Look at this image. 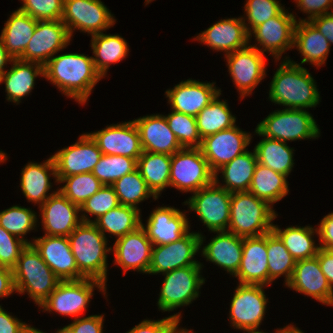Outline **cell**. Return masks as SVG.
I'll list each match as a JSON object with an SVG mask.
<instances>
[{"instance_id": "cell-1", "label": "cell", "mask_w": 333, "mask_h": 333, "mask_svg": "<svg viewBox=\"0 0 333 333\" xmlns=\"http://www.w3.org/2000/svg\"><path fill=\"white\" fill-rule=\"evenodd\" d=\"M44 75L61 94L81 106L88 103L92 91L103 78L95 68L93 57L78 52L54 55L44 65Z\"/></svg>"}, {"instance_id": "cell-2", "label": "cell", "mask_w": 333, "mask_h": 333, "mask_svg": "<svg viewBox=\"0 0 333 333\" xmlns=\"http://www.w3.org/2000/svg\"><path fill=\"white\" fill-rule=\"evenodd\" d=\"M282 60L268 85L269 101L283 106V109L309 110L317 107L322 97L313 75L303 66Z\"/></svg>"}, {"instance_id": "cell-3", "label": "cell", "mask_w": 333, "mask_h": 333, "mask_svg": "<svg viewBox=\"0 0 333 333\" xmlns=\"http://www.w3.org/2000/svg\"><path fill=\"white\" fill-rule=\"evenodd\" d=\"M71 251L75 257L78 271L85 278H92L107 285L109 239L93 223L82 222L68 236Z\"/></svg>"}, {"instance_id": "cell-4", "label": "cell", "mask_w": 333, "mask_h": 333, "mask_svg": "<svg viewBox=\"0 0 333 333\" xmlns=\"http://www.w3.org/2000/svg\"><path fill=\"white\" fill-rule=\"evenodd\" d=\"M277 211L249 191L234 192L230 202L228 232L240 237H258L272 231Z\"/></svg>"}, {"instance_id": "cell-5", "label": "cell", "mask_w": 333, "mask_h": 333, "mask_svg": "<svg viewBox=\"0 0 333 333\" xmlns=\"http://www.w3.org/2000/svg\"><path fill=\"white\" fill-rule=\"evenodd\" d=\"M13 276L16 293L27 294L38 307L61 281L32 245L21 252Z\"/></svg>"}, {"instance_id": "cell-6", "label": "cell", "mask_w": 333, "mask_h": 333, "mask_svg": "<svg viewBox=\"0 0 333 333\" xmlns=\"http://www.w3.org/2000/svg\"><path fill=\"white\" fill-rule=\"evenodd\" d=\"M96 288L107 299V285L99 280L83 278L60 281L54 291L39 306L40 310L44 313L70 316L71 319L79 318L88 310Z\"/></svg>"}, {"instance_id": "cell-7", "label": "cell", "mask_w": 333, "mask_h": 333, "mask_svg": "<svg viewBox=\"0 0 333 333\" xmlns=\"http://www.w3.org/2000/svg\"><path fill=\"white\" fill-rule=\"evenodd\" d=\"M318 126L309 110L279 108L262 119L255 129L261 136L288 143L318 139L321 136Z\"/></svg>"}, {"instance_id": "cell-8", "label": "cell", "mask_w": 333, "mask_h": 333, "mask_svg": "<svg viewBox=\"0 0 333 333\" xmlns=\"http://www.w3.org/2000/svg\"><path fill=\"white\" fill-rule=\"evenodd\" d=\"M203 266H186L162 274L164 276L157 300L158 310L174 312L178 308L190 306L200 297V290L206 278L202 276Z\"/></svg>"}, {"instance_id": "cell-9", "label": "cell", "mask_w": 333, "mask_h": 333, "mask_svg": "<svg viewBox=\"0 0 333 333\" xmlns=\"http://www.w3.org/2000/svg\"><path fill=\"white\" fill-rule=\"evenodd\" d=\"M265 285L237 283L229 308V324L243 333H259L264 321L269 298Z\"/></svg>"}, {"instance_id": "cell-10", "label": "cell", "mask_w": 333, "mask_h": 333, "mask_svg": "<svg viewBox=\"0 0 333 333\" xmlns=\"http://www.w3.org/2000/svg\"><path fill=\"white\" fill-rule=\"evenodd\" d=\"M213 182L214 172L200 148H182L171 155V188L193 194Z\"/></svg>"}, {"instance_id": "cell-11", "label": "cell", "mask_w": 333, "mask_h": 333, "mask_svg": "<svg viewBox=\"0 0 333 333\" xmlns=\"http://www.w3.org/2000/svg\"><path fill=\"white\" fill-rule=\"evenodd\" d=\"M297 17L296 13L284 8L277 16L257 26L249 34V45L261 53L270 54L274 62H279L282 54H287V51L293 49ZM252 38L255 41L253 43Z\"/></svg>"}, {"instance_id": "cell-12", "label": "cell", "mask_w": 333, "mask_h": 333, "mask_svg": "<svg viewBox=\"0 0 333 333\" xmlns=\"http://www.w3.org/2000/svg\"><path fill=\"white\" fill-rule=\"evenodd\" d=\"M232 193L215 182L191 194L183 202L189 211L197 214L209 232L227 231L230 223Z\"/></svg>"}, {"instance_id": "cell-13", "label": "cell", "mask_w": 333, "mask_h": 333, "mask_svg": "<svg viewBox=\"0 0 333 333\" xmlns=\"http://www.w3.org/2000/svg\"><path fill=\"white\" fill-rule=\"evenodd\" d=\"M61 20L72 39L77 30L92 36L109 30L117 21L101 0H64Z\"/></svg>"}, {"instance_id": "cell-14", "label": "cell", "mask_w": 333, "mask_h": 333, "mask_svg": "<svg viewBox=\"0 0 333 333\" xmlns=\"http://www.w3.org/2000/svg\"><path fill=\"white\" fill-rule=\"evenodd\" d=\"M233 85L238 91L239 100L250 97L262 80L267 77L266 54L248 45L224 56Z\"/></svg>"}, {"instance_id": "cell-15", "label": "cell", "mask_w": 333, "mask_h": 333, "mask_svg": "<svg viewBox=\"0 0 333 333\" xmlns=\"http://www.w3.org/2000/svg\"><path fill=\"white\" fill-rule=\"evenodd\" d=\"M201 231H189L183 238L167 245L152 247L148 275H162L186 266H203L195 255L200 253Z\"/></svg>"}, {"instance_id": "cell-16", "label": "cell", "mask_w": 333, "mask_h": 333, "mask_svg": "<svg viewBox=\"0 0 333 333\" xmlns=\"http://www.w3.org/2000/svg\"><path fill=\"white\" fill-rule=\"evenodd\" d=\"M72 38L62 20H38L32 38L18 58L43 66L54 55L71 45Z\"/></svg>"}, {"instance_id": "cell-17", "label": "cell", "mask_w": 333, "mask_h": 333, "mask_svg": "<svg viewBox=\"0 0 333 333\" xmlns=\"http://www.w3.org/2000/svg\"><path fill=\"white\" fill-rule=\"evenodd\" d=\"M252 135L243 131L239 125L211 134L202 139L200 150L208 161L210 169L215 172L236 156L248 150Z\"/></svg>"}, {"instance_id": "cell-18", "label": "cell", "mask_w": 333, "mask_h": 333, "mask_svg": "<svg viewBox=\"0 0 333 333\" xmlns=\"http://www.w3.org/2000/svg\"><path fill=\"white\" fill-rule=\"evenodd\" d=\"M37 209L41 219L38 225L41 223L44 235L68 237L83 222L80 206L72 203L58 187Z\"/></svg>"}, {"instance_id": "cell-19", "label": "cell", "mask_w": 333, "mask_h": 333, "mask_svg": "<svg viewBox=\"0 0 333 333\" xmlns=\"http://www.w3.org/2000/svg\"><path fill=\"white\" fill-rule=\"evenodd\" d=\"M150 212L141 226L146 231L148 239L153 246L167 245L183 238L191 229L187 211H182L174 206H158Z\"/></svg>"}, {"instance_id": "cell-20", "label": "cell", "mask_w": 333, "mask_h": 333, "mask_svg": "<svg viewBox=\"0 0 333 333\" xmlns=\"http://www.w3.org/2000/svg\"><path fill=\"white\" fill-rule=\"evenodd\" d=\"M111 247L113 267L123 270V275L130 270L148 274L153 245L142 226L116 239Z\"/></svg>"}, {"instance_id": "cell-21", "label": "cell", "mask_w": 333, "mask_h": 333, "mask_svg": "<svg viewBox=\"0 0 333 333\" xmlns=\"http://www.w3.org/2000/svg\"><path fill=\"white\" fill-rule=\"evenodd\" d=\"M97 143L86 132L74 144L63 147L52 155L57 178L92 172L102 156Z\"/></svg>"}, {"instance_id": "cell-22", "label": "cell", "mask_w": 333, "mask_h": 333, "mask_svg": "<svg viewBox=\"0 0 333 333\" xmlns=\"http://www.w3.org/2000/svg\"><path fill=\"white\" fill-rule=\"evenodd\" d=\"M222 90L216 82L182 80L164 92L171 110L196 117Z\"/></svg>"}, {"instance_id": "cell-23", "label": "cell", "mask_w": 333, "mask_h": 333, "mask_svg": "<svg viewBox=\"0 0 333 333\" xmlns=\"http://www.w3.org/2000/svg\"><path fill=\"white\" fill-rule=\"evenodd\" d=\"M31 245L61 281L85 278L78 271L68 237L43 235L31 238Z\"/></svg>"}, {"instance_id": "cell-24", "label": "cell", "mask_w": 333, "mask_h": 333, "mask_svg": "<svg viewBox=\"0 0 333 333\" xmlns=\"http://www.w3.org/2000/svg\"><path fill=\"white\" fill-rule=\"evenodd\" d=\"M87 133L97 143L102 154L127 156L136 161L142 155L139 131L133 120L110 124L101 130Z\"/></svg>"}, {"instance_id": "cell-25", "label": "cell", "mask_w": 333, "mask_h": 333, "mask_svg": "<svg viewBox=\"0 0 333 333\" xmlns=\"http://www.w3.org/2000/svg\"><path fill=\"white\" fill-rule=\"evenodd\" d=\"M194 41L204 44L224 56L249 45V34L242 16L219 19L201 33L193 37Z\"/></svg>"}, {"instance_id": "cell-26", "label": "cell", "mask_w": 333, "mask_h": 333, "mask_svg": "<svg viewBox=\"0 0 333 333\" xmlns=\"http://www.w3.org/2000/svg\"><path fill=\"white\" fill-rule=\"evenodd\" d=\"M214 233L209 242L205 244L206 236L200 235V254L207 262L220 267V269L234 276L240 266L243 250V237L236 236L228 231Z\"/></svg>"}, {"instance_id": "cell-27", "label": "cell", "mask_w": 333, "mask_h": 333, "mask_svg": "<svg viewBox=\"0 0 333 333\" xmlns=\"http://www.w3.org/2000/svg\"><path fill=\"white\" fill-rule=\"evenodd\" d=\"M285 287L311 297L322 305L333 307V289L317 257L296 261L293 276Z\"/></svg>"}, {"instance_id": "cell-28", "label": "cell", "mask_w": 333, "mask_h": 333, "mask_svg": "<svg viewBox=\"0 0 333 333\" xmlns=\"http://www.w3.org/2000/svg\"><path fill=\"white\" fill-rule=\"evenodd\" d=\"M20 190L27 202L34 203L38 208L56 191L52 187L58 183L56 167L52 155L42 163L28 161L21 169ZM54 180L51 182L52 178ZM51 191V192H50ZM49 192V193H48Z\"/></svg>"}, {"instance_id": "cell-29", "label": "cell", "mask_w": 333, "mask_h": 333, "mask_svg": "<svg viewBox=\"0 0 333 333\" xmlns=\"http://www.w3.org/2000/svg\"><path fill=\"white\" fill-rule=\"evenodd\" d=\"M233 278L241 284L269 286L267 234L243 238L241 263Z\"/></svg>"}, {"instance_id": "cell-30", "label": "cell", "mask_w": 333, "mask_h": 333, "mask_svg": "<svg viewBox=\"0 0 333 333\" xmlns=\"http://www.w3.org/2000/svg\"><path fill=\"white\" fill-rule=\"evenodd\" d=\"M133 121L139 131L143 151L173 155L182 149L163 114L144 115Z\"/></svg>"}, {"instance_id": "cell-31", "label": "cell", "mask_w": 333, "mask_h": 333, "mask_svg": "<svg viewBox=\"0 0 333 333\" xmlns=\"http://www.w3.org/2000/svg\"><path fill=\"white\" fill-rule=\"evenodd\" d=\"M10 65L0 76V85H5L6 101L19 105L34 90L36 78L45 77L44 66L21 59H13Z\"/></svg>"}, {"instance_id": "cell-32", "label": "cell", "mask_w": 333, "mask_h": 333, "mask_svg": "<svg viewBox=\"0 0 333 333\" xmlns=\"http://www.w3.org/2000/svg\"><path fill=\"white\" fill-rule=\"evenodd\" d=\"M293 49H296L301 55L300 63L295 62L289 56H284V60H289L299 66L306 63L320 69L325 65L331 45L309 21H299L295 26Z\"/></svg>"}, {"instance_id": "cell-33", "label": "cell", "mask_w": 333, "mask_h": 333, "mask_svg": "<svg viewBox=\"0 0 333 333\" xmlns=\"http://www.w3.org/2000/svg\"><path fill=\"white\" fill-rule=\"evenodd\" d=\"M257 163L254 149L247 150L217 169L214 182L230 193L248 191Z\"/></svg>"}, {"instance_id": "cell-34", "label": "cell", "mask_w": 333, "mask_h": 333, "mask_svg": "<svg viewBox=\"0 0 333 333\" xmlns=\"http://www.w3.org/2000/svg\"><path fill=\"white\" fill-rule=\"evenodd\" d=\"M90 47L96 70L103 77L110 66L115 65L129 56L128 42L120 34H106L102 32L91 36Z\"/></svg>"}, {"instance_id": "cell-35", "label": "cell", "mask_w": 333, "mask_h": 333, "mask_svg": "<svg viewBox=\"0 0 333 333\" xmlns=\"http://www.w3.org/2000/svg\"><path fill=\"white\" fill-rule=\"evenodd\" d=\"M272 231L280 238L296 261L316 257L320 250L319 243L314 240L318 237L317 228L310 224L305 226L291 225L284 229L273 224Z\"/></svg>"}, {"instance_id": "cell-36", "label": "cell", "mask_w": 333, "mask_h": 333, "mask_svg": "<svg viewBox=\"0 0 333 333\" xmlns=\"http://www.w3.org/2000/svg\"><path fill=\"white\" fill-rule=\"evenodd\" d=\"M12 12L4 23L0 37L7 53L13 59H18L30 42L38 20L18 8Z\"/></svg>"}, {"instance_id": "cell-37", "label": "cell", "mask_w": 333, "mask_h": 333, "mask_svg": "<svg viewBox=\"0 0 333 333\" xmlns=\"http://www.w3.org/2000/svg\"><path fill=\"white\" fill-rule=\"evenodd\" d=\"M254 133L262 137L254 146L257 162L288 177L295 165L294 147L291 148L287 142L261 136L256 129Z\"/></svg>"}, {"instance_id": "cell-38", "label": "cell", "mask_w": 333, "mask_h": 333, "mask_svg": "<svg viewBox=\"0 0 333 333\" xmlns=\"http://www.w3.org/2000/svg\"><path fill=\"white\" fill-rule=\"evenodd\" d=\"M137 170L159 199L162 192L170 187L171 155L143 151L137 160Z\"/></svg>"}, {"instance_id": "cell-39", "label": "cell", "mask_w": 333, "mask_h": 333, "mask_svg": "<svg viewBox=\"0 0 333 333\" xmlns=\"http://www.w3.org/2000/svg\"><path fill=\"white\" fill-rule=\"evenodd\" d=\"M287 179L288 177L284 174L257 163L248 191L274 208V203L289 195Z\"/></svg>"}, {"instance_id": "cell-40", "label": "cell", "mask_w": 333, "mask_h": 333, "mask_svg": "<svg viewBox=\"0 0 333 333\" xmlns=\"http://www.w3.org/2000/svg\"><path fill=\"white\" fill-rule=\"evenodd\" d=\"M142 212L134 207L119 205L96 219L93 224L108 239H118L141 226ZM110 234V235H109ZM107 235H109L107 237Z\"/></svg>"}, {"instance_id": "cell-41", "label": "cell", "mask_w": 333, "mask_h": 333, "mask_svg": "<svg viewBox=\"0 0 333 333\" xmlns=\"http://www.w3.org/2000/svg\"><path fill=\"white\" fill-rule=\"evenodd\" d=\"M221 95L222 93H219L195 117L201 139L236 125L237 118L230 110L227 100L220 99Z\"/></svg>"}, {"instance_id": "cell-42", "label": "cell", "mask_w": 333, "mask_h": 333, "mask_svg": "<svg viewBox=\"0 0 333 333\" xmlns=\"http://www.w3.org/2000/svg\"><path fill=\"white\" fill-rule=\"evenodd\" d=\"M267 255L269 287L282 276L284 278L283 284L286 286L293 276L296 260L273 231L267 234Z\"/></svg>"}, {"instance_id": "cell-43", "label": "cell", "mask_w": 333, "mask_h": 333, "mask_svg": "<svg viewBox=\"0 0 333 333\" xmlns=\"http://www.w3.org/2000/svg\"><path fill=\"white\" fill-rule=\"evenodd\" d=\"M111 186L114 188L121 205L131 206L140 211L142 210L138 205L143 201L149 198L154 201L158 199L148 188L137 168L118 179Z\"/></svg>"}, {"instance_id": "cell-44", "label": "cell", "mask_w": 333, "mask_h": 333, "mask_svg": "<svg viewBox=\"0 0 333 333\" xmlns=\"http://www.w3.org/2000/svg\"><path fill=\"white\" fill-rule=\"evenodd\" d=\"M38 214L32 208L20 205H13L0 211V226L10 234L31 245L26 235L31 231H38Z\"/></svg>"}, {"instance_id": "cell-45", "label": "cell", "mask_w": 333, "mask_h": 333, "mask_svg": "<svg viewBox=\"0 0 333 333\" xmlns=\"http://www.w3.org/2000/svg\"><path fill=\"white\" fill-rule=\"evenodd\" d=\"M57 180L56 185L63 184L58 187V190L72 203L80 207L104 186L92 172L57 178Z\"/></svg>"}, {"instance_id": "cell-46", "label": "cell", "mask_w": 333, "mask_h": 333, "mask_svg": "<svg viewBox=\"0 0 333 333\" xmlns=\"http://www.w3.org/2000/svg\"><path fill=\"white\" fill-rule=\"evenodd\" d=\"M136 168L137 161L134 158L103 154L92 173L103 185H112Z\"/></svg>"}, {"instance_id": "cell-47", "label": "cell", "mask_w": 333, "mask_h": 333, "mask_svg": "<svg viewBox=\"0 0 333 333\" xmlns=\"http://www.w3.org/2000/svg\"><path fill=\"white\" fill-rule=\"evenodd\" d=\"M163 115L182 148H200L202 139L194 116L171 109L170 113Z\"/></svg>"}, {"instance_id": "cell-48", "label": "cell", "mask_w": 333, "mask_h": 333, "mask_svg": "<svg viewBox=\"0 0 333 333\" xmlns=\"http://www.w3.org/2000/svg\"><path fill=\"white\" fill-rule=\"evenodd\" d=\"M281 0H245L242 15L248 34L257 26L277 16L285 7Z\"/></svg>"}, {"instance_id": "cell-49", "label": "cell", "mask_w": 333, "mask_h": 333, "mask_svg": "<svg viewBox=\"0 0 333 333\" xmlns=\"http://www.w3.org/2000/svg\"><path fill=\"white\" fill-rule=\"evenodd\" d=\"M119 205L120 203L114 188L111 185H104L80 207L82 221L93 223L100 216ZM92 216L95 218H92Z\"/></svg>"}, {"instance_id": "cell-50", "label": "cell", "mask_w": 333, "mask_h": 333, "mask_svg": "<svg viewBox=\"0 0 333 333\" xmlns=\"http://www.w3.org/2000/svg\"><path fill=\"white\" fill-rule=\"evenodd\" d=\"M20 1V0H18ZM20 11L36 20H61L64 0H21Z\"/></svg>"}, {"instance_id": "cell-51", "label": "cell", "mask_w": 333, "mask_h": 333, "mask_svg": "<svg viewBox=\"0 0 333 333\" xmlns=\"http://www.w3.org/2000/svg\"><path fill=\"white\" fill-rule=\"evenodd\" d=\"M28 244L0 226V263L13 269Z\"/></svg>"}, {"instance_id": "cell-52", "label": "cell", "mask_w": 333, "mask_h": 333, "mask_svg": "<svg viewBox=\"0 0 333 333\" xmlns=\"http://www.w3.org/2000/svg\"><path fill=\"white\" fill-rule=\"evenodd\" d=\"M182 313L175 312L162 319H143L126 333H169L176 322H182Z\"/></svg>"}, {"instance_id": "cell-53", "label": "cell", "mask_w": 333, "mask_h": 333, "mask_svg": "<svg viewBox=\"0 0 333 333\" xmlns=\"http://www.w3.org/2000/svg\"><path fill=\"white\" fill-rule=\"evenodd\" d=\"M300 12L307 15L306 18H298L299 21H310L313 18L333 12V0H293Z\"/></svg>"}, {"instance_id": "cell-54", "label": "cell", "mask_w": 333, "mask_h": 333, "mask_svg": "<svg viewBox=\"0 0 333 333\" xmlns=\"http://www.w3.org/2000/svg\"><path fill=\"white\" fill-rule=\"evenodd\" d=\"M104 315L95 314L73 319L69 324L75 333H104Z\"/></svg>"}, {"instance_id": "cell-55", "label": "cell", "mask_w": 333, "mask_h": 333, "mask_svg": "<svg viewBox=\"0 0 333 333\" xmlns=\"http://www.w3.org/2000/svg\"><path fill=\"white\" fill-rule=\"evenodd\" d=\"M316 228L320 248L333 249V212L323 216Z\"/></svg>"}, {"instance_id": "cell-56", "label": "cell", "mask_w": 333, "mask_h": 333, "mask_svg": "<svg viewBox=\"0 0 333 333\" xmlns=\"http://www.w3.org/2000/svg\"><path fill=\"white\" fill-rule=\"evenodd\" d=\"M24 324L23 320L7 312L0 305V333H19Z\"/></svg>"}, {"instance_id": "cell-57", "label": "cell", "mask_w": 333, "mask_h": 333, "mask_svg": "<svg viewBox=\"0 0 333 333\" xmlns=\"http://www.w3.org/2000/svg\"><path fill=\"white\" fill-rule=\"evenodd\" d=\"M317 31L321 32L328 40L331 47L333 44V12L318 16L309 21Z\"/></svg>"}, {"instance_id": "cell-58", "label": "cell", "mask_w": 333, "mask_h": 333, "mask_svg": "<svg viewBox=\"0 0 333 333\" xmlns=\"http://www.w3.org/2000/svg\"><path fill=\"white\" fill-rule=\"evenodd\" d=\"M15 293L13 269L7 267L0 268V300L2 298H10V295H14Z\"/></svg>"}, {"instance_id": "cell-59", "label": "cell", "mask_w": 333, "mask_h": 333, "mask_svg": "<svg viewBox=\"0 0 333 333\" xmlns=\"http://www.w3.org/2000/svg\"><path fill=\"white\" fill-rule=\"evenodd\" d=\"M320 268L333 289V252L320 248L317 253Z\"/></svg>"}, {"instance_id": "cell-60", "label": "cell", "mask_w": 333, "mask_h": 333, "mask_svg": "<svg viewBox=\"0 0 333 333\" xmlns=\"http://www.w3.org/2000/svg\"><path fill=\"white\" fill-rule=\"evenodd\" d=\"M13 58L7 53V50L3 44V41L0 37V76L6 71L8 68L7 65L11 64Z\"/></svg>"}, {"instance_id": "cell-61", "label": "cell", "mask_w": 333, "mask_h": 333, "mask_svg": "<svg viewBox=\"0 0 333 333\" xmlns=\"http://www.w3.org/2000/svg\"><path fill=\"white\" fill-rule=\"evenodd\" d=\"M268 333V332H266ZM274 333H305L299 327H296L293 323L283 326V328H277Z\"/></svg>"}, {"instance_id": "cell-62", "label": "cell", "mask_w": 333, "mask_h": 333, "mask_svg": "<svg viewBox=\"0 0 333 333\" xmlns=\"http://www.w3.org/2000/svg\"><path fill=\"white\" fill-rule=\"evenodd\" d=\"M19 333H47L46 331H42L38 328H36L33 325H30L29 323L27 324L25 322V324L21 327L20 332Z\"/></svg>"}, {"instance_id": "cell-63", "label": "cell", "mask_w": 333, "mask_h": 333, "mask_svg": "<svg viewBox=\"0 0 333 333\" xmlns=\"http://www.w3.org/2000/svg\"><path fill=\"white\" fill-rule=\"evenodd\" d=\"M181 322H176V324L172 327L171 331L169 333H196V331L194 332L193 329H187L186 327L182 328L180 326Z\"/></svg>"}, {"instance_id": "cell-64", "label": "cell", "mask_w": 333, "mask_h": 333, "mask_svg": "<svg viewBox=\"0 0 333 333\" xmlns=\"http://www.w3.org/2000/svg\"><path fill=\"white\" fill-rule=\"evenodd\" d=\"M55 333H75L74 329L68 324L62 328H58Z\"/></svg>"}, {"instance_id": "cell-65", "label": "cell", "mask_w": 333, "mask_h": 333, "mask_svg": "<svg viewBox=\"0 0 333 333\" xmlns=\"http://www.w3.org/2000/svg\"><path fill=\"white\" fill-rule=\"evenodd\" d=\"M8 154L5 153L4 151H2V149L0 150V164L6 162V160L8 159L9 156H7Z\"/></svg>"}, {"instance_id": "cell-66", "label": "cell", "mask_w": 333, "mask_h": 333, "mask_svg": "<svg viewBox=\"0 0 333 333\" xmlns=\"http://www.w3.org/2000/svg\"><path fill=\"white\" fill-rule=\"evenodd\" d=\"M154 0H145V4L144 5H149L151 2H153Z\"/></svg>"}]
</instances>
